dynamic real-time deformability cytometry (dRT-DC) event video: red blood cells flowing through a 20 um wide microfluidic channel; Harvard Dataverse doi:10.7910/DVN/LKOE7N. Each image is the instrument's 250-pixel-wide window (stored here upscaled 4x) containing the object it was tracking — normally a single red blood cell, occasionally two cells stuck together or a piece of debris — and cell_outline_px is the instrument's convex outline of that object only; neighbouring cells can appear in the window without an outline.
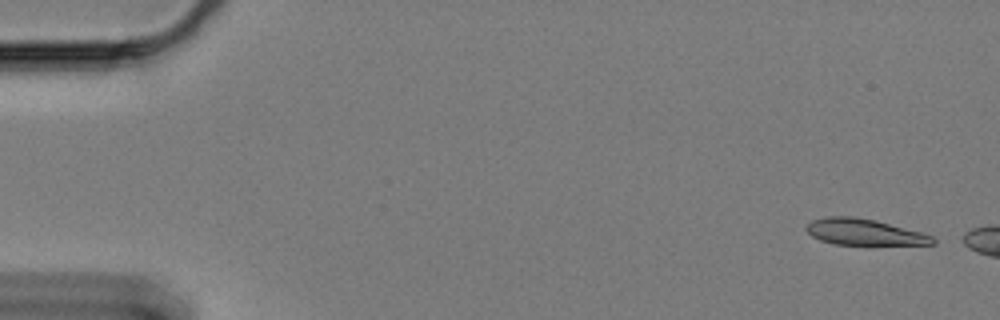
{"species": "Egyptian fruit bat (a non-hibernating species)", "species_latin": "Rousettus aegyptiacus", "temperature_condition": "cold", "stored_images_in_passage": 6, "camera_frame_rate_fps": 3000, "um_per_image_px": 0.085, "animal": {"sex": "female"}, "frame": {"image": 1, "passage_image": 1, "time_ms": 0.0, "image_size_px": [1000, 320], "cell_outline_px": [[936, 244], [868, 248], [832, 244], [820, 240], [812, 236], [804, 228], [812, 220], [824, 216], [852, 216], [876, 220], [920, 232], [932, 236], [936, 240]], "centroid_in_image_um": [73.5, 19.79], "position_along_channel_um": 11.5, "area_um2": 20.63}}